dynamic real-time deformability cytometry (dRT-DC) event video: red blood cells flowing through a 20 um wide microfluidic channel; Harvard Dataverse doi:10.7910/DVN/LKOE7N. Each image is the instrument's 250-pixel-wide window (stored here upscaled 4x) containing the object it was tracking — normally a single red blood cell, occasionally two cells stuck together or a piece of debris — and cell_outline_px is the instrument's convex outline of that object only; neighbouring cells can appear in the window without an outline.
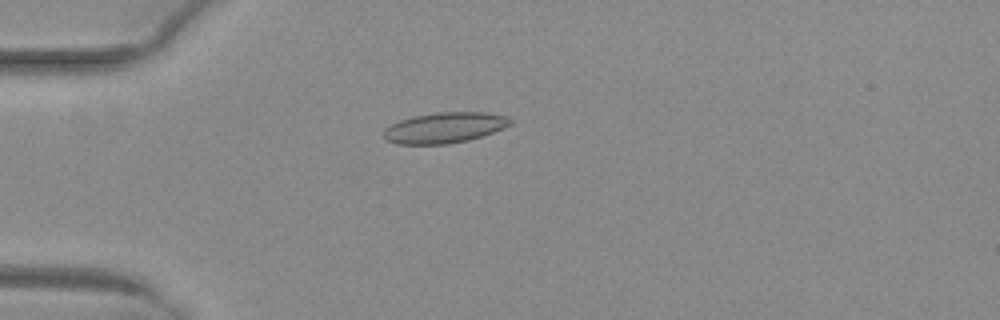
{"species": "common noctule bat (a hibernating species)", "species_latin": "Nyctalus noctula", "temperature_condition": "warm", "stored_images_in_passage": 52, "camera_frame_rate_fps": 3000, "um_per_image_px": 0.085, "animal": {"sex": "female", "body_mass_g": 29.2, "forearm_length_mm": 56.3}, "frame": {"image": 1, "passage_image": 15, "time_ms": 4.667, "image_size_px": [1000, 320], "cell_outline_px": [[512, 124], [492, 132], [468, 140], [448, 144], [396, 144], [384, 140], [384, 128], [400, 120], [412, 116], [436, 112], [484, 112], [508, 116], [512, 120]], "centroid_in_image_um": [37.76, 10.85], "position_along_channel_um": 47.2, "area_um2": 22.66}}
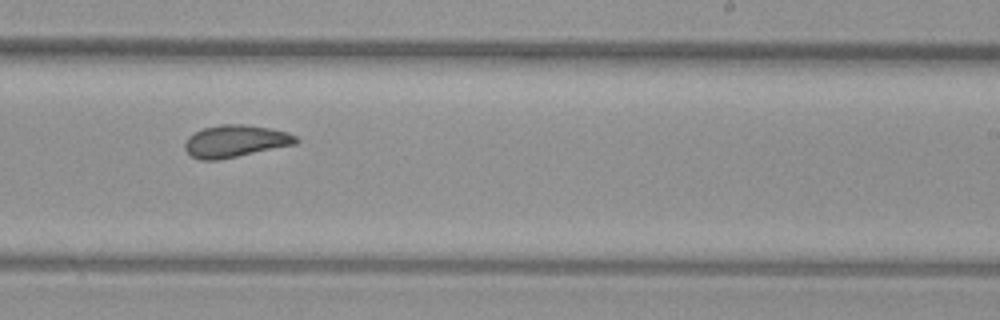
{"frame": {"image": 2, "passage_image": 33, "time_ms": 10.667, "image_size_px": [1000, 320], "cell_outline_px": [[300, 140], [296, 144], [220, 160], [200, 160], [192, 156], [184, 148], [184, 144], [188, 136], [192, 132], [204, 128], [220, 124], [248, 124], [288, 132], [296, 136]], "centroid_in_image_um": [20.0, 11.99], "position_along_channel_um": 269.0, "area_um2": 21.04}}
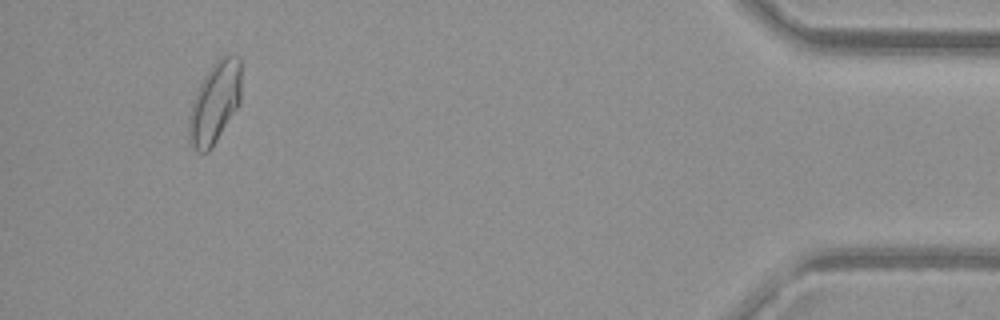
{"frame": {"image": 3, "passage_image": 49, "time_ms": 16.0, "image_size_px": [1000, 320], "cell_outline_px": [[240, 104], [212, 148], [208, 152], [200, 152], [192, 148], [188, 136], [188, 116], [196, 92], [208, 68], [220, 56], [240, 56]], "centroid_in_image_um": [18.24, 8.75], "position_along_channel_um": 417.0, "area_um2": 24.97}, "authors_computed_cell_mechanics": {"area_um2": 21.9062, "velocity_mm_per_s": 4.0596, "shape_relaxation_time_tau1_ms": null, "shape_relaxation_time_tau2_ms": 1.7858, "deformation_change_tau1": null, "deformation_change_tau2": 0.0702}}